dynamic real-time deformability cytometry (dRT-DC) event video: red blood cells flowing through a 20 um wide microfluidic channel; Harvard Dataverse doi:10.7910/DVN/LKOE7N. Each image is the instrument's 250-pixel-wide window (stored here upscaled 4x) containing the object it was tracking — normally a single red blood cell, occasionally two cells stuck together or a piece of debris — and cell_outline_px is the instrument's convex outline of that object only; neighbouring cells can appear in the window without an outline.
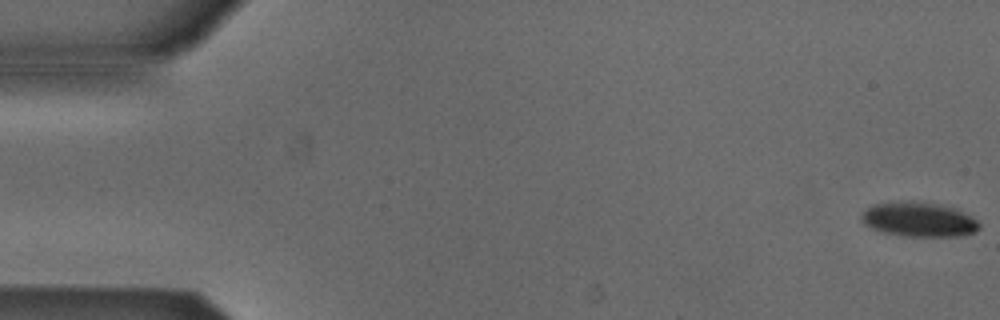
{"species": "Egyptian fruit bat (a non-hibernating species)", "species_latin": "Rousettus aegyptiacus", "temperature_condition": "cold", "stored_images_in_passage": 53, "camera_frame_rate_fps": 3000, "um_per_image_px": 0.085, "animal": {"sex": "male"}, "frame": {"image": 1, "passage_image": 1, "time_ms": 0.0, "image_size_px": [1000, 320], "cell_outline_px": [[980, 228], [976, 232], [964, 236], [900, 236], [884, 232], [872, 228], [864, 224], [860, 220], [860, 212], [872, 204], [908, 200], [936, 204], [956, 208], [972, 216], [980, 224]], "centroid_in_image_um": [78.08, 18.65], "position_along_channel_um": 6.9, "area_um2": 24.1}}
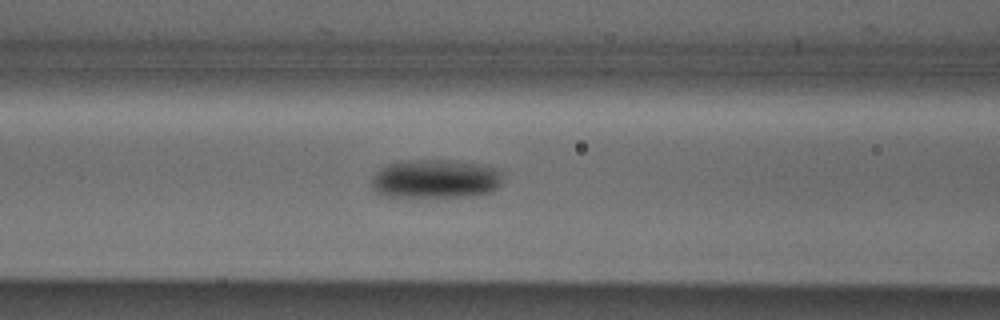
{"frame": {"image": 2, "passage_image": 22, "time_ms": 7.0, "image_size_px": [1000, 320], "cell_outline_px": [[500, 184], [492, 192], [476, 196], [388, 196], [376, 192], [372, 188], [372, 180], [376, 172], [380, 168], [388, 164], [408, 160], [452, 160], [500, 168]], "centroid_in_image_um": [37.03, 15.2], "position_along_channel_um": 129.6, "area_um2": 29.48}}
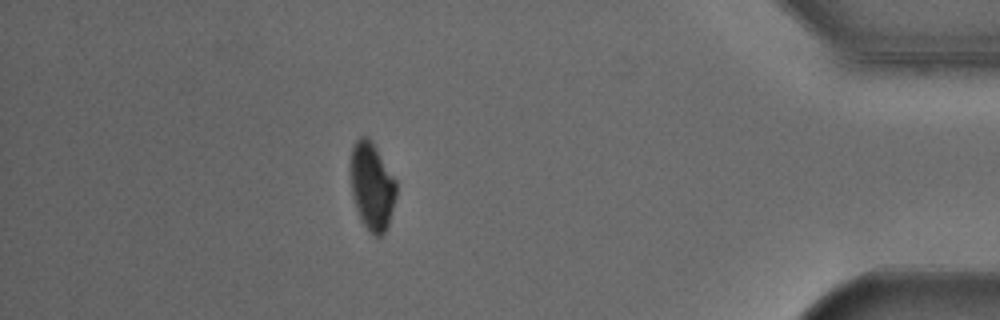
{"frame": {"image": 3, "passage_image": 47, "time_ms": 15.333, "image_size_px": [1000, 320], "cell_outline_px": [[396, 196], [388, 224], [384, 232], [380, 236], [376, 236], [368, 232], [356, 208], [352, 192], [352, 148], [356, 140], [360, 136], [368, 136], [372, 140], [396, 180]], "centroid_in_image_um": [31.64, 15.81], "position_along_channel_um": 403.6, "area_um2": 22.95}, "authors_computed_cell_mechanics": {"area_um2": 26.2412, "velocity_mm_per_s": 3.867, "shape_relaxation_time_tau1_ms": 3.5957, "shape_relaxation_time_tau2_ms": null, "deformation_change_tau1": 0.0851, "deformation_change_tau2": null}}